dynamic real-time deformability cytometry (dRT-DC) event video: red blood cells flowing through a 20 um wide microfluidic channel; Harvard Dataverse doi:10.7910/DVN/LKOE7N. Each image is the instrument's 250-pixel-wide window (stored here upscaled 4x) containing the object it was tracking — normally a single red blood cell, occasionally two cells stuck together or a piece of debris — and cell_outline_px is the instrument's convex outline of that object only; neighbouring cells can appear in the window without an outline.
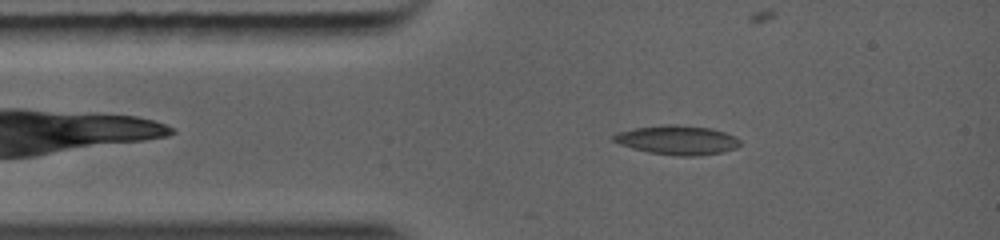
{"species": "common noctule bat (a hibernating species)", "species_latin": "Nyctalus noctula", "temperature_condition": "warm", "stored_images_in_passage": 5, "camera_frame_rate_fps": 5000, "um_per_image_px": 0.085, "animal": {"sex": "female", "body_mass_g": 19.0, "forearm_length_mm": 56.7}, "frame": {"image": 1, "passage_image": 1, "time_ms": 0.0, "image_size_px": [1000, 240], "cell_outline_px": [[740, 144], [736, 148], [720, 152], [700, 156], [676, 156], [648, 152], [632, 148], [620, 144], [612, 140], [612, 136], [616, 132], [632, 128], [660, 124], [676, 124], [712, 128], [736, 136], [740, 140]], "centroid_in_image_um": [57.54, 11.89], "position_along_channel_um": 27.5, "area_um2": 21.85}}
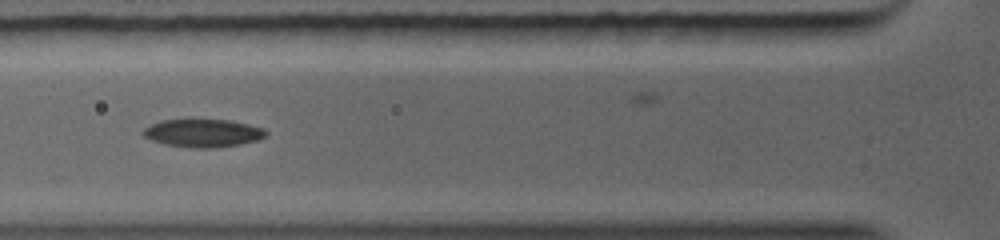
{"frame": {"image": 2, "passage_image": 3, "time_ms": 2.0, "image_size_px": [1000, 240], "cell_outline_px": [[268, 132], [264, 136], [256, 140], [240, 144], [212, 148], [192, 148], [164, 144], [152, 140], [144, 136], [140, 132], [144, 128], [160, 120], [232, 120], [264, 128]], "centroid_in_image_um": [17.23, 11.31], "position_along_channel_um": 108.6, "area_um2": 19.94}}
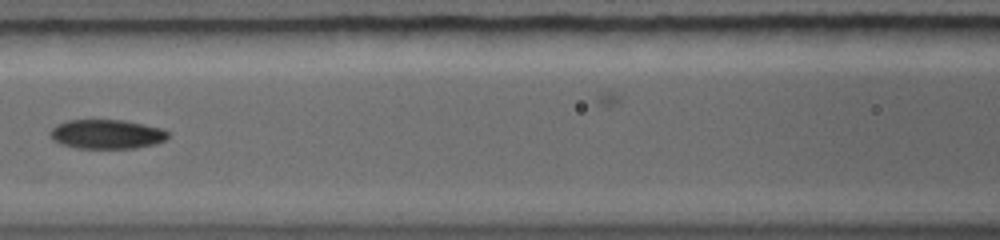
{"frame": {"image": 3, "passage_image": 4, "time_ms": 3.0, "image_size_px": [1000, 240], "cell_outline_px": [[168, 136], [164, 140], [156, 144], [136, 148], [76, 148], [60, 144], [52, 140], [48, 136], [48, 132], [56, 124], [68, 120], [120, 120], [160, 128], [168, 132]], "centroid_in_image_um": [8.99, 11.41], "position_along_channel_um": 157.6, "area_um2": 20.11}}